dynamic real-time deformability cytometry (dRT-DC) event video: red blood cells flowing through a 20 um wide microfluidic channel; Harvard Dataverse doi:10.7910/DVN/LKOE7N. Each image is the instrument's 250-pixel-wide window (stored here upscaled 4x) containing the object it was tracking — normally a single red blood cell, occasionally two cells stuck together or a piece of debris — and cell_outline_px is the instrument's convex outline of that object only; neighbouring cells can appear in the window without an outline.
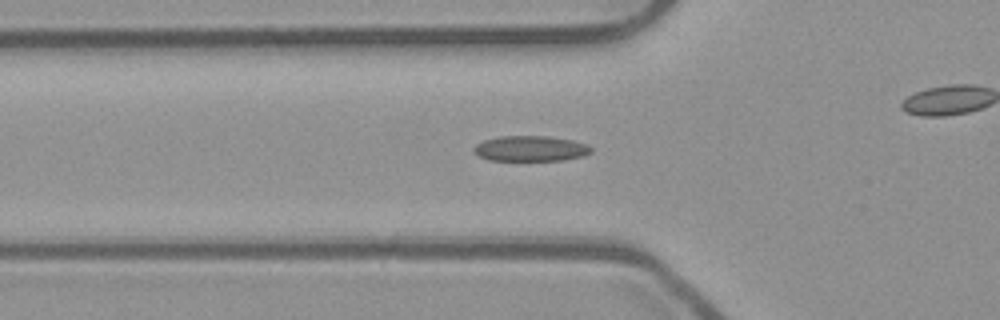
{"species": "common noctule bat (a hibernating species)", "species_latin": "Nyctalus noctula", "temperature_condition": "room temperature", "stored_images_in_passage": 44, "camera_frame_rate_fps": 3000, "um_per_image_px": 0.085, "animal": {"sex": "male", "body_mass_g": 23.1, "forearm_length_mm": 52.7}, "frame": {"image": 1, "passage_image": 18, "time_ms": 5.667, "image_size_px": [1000, 320], "cell_outline_px": [[592, 152], [584, 156], [560, 160], [488, 160], [472, 152], [472, 148], [476, 144], [484, 140], [500, 136], [544, 136], [572, 140], [588, 144], [592, 148]], "centroid_in_image_um": [45.08, 12.62], "position_along_channel_um": 80.7, "area_um2": 17.4}}
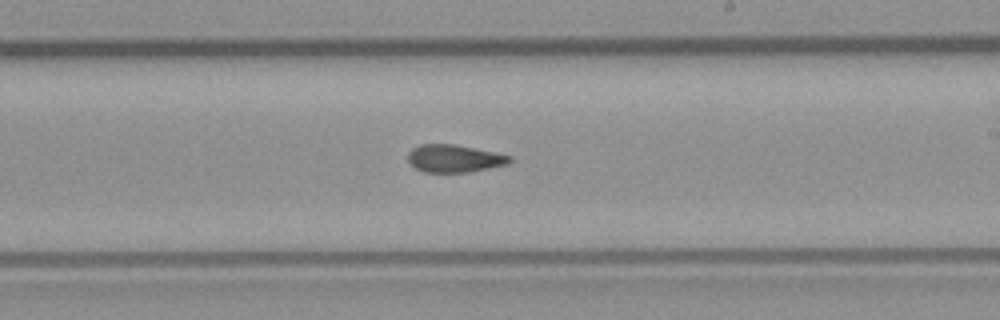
{"frame": {"image": 2, "passage_image": 31, "time_ms": 10.0, "image_size_px": [1000, 320], "cell_outline_px": [[512, 160], [508, 164], [472, 172], [424, 172], [416, 168], [408, 160], [408, 152], [412, 148], [420, 144], [456, 144], [496, 152], [512, 156]], "centroid_in_image_um": [38.65, 13.46], "position_along_channel_um": 250.4, "area_um2": 16.53}}
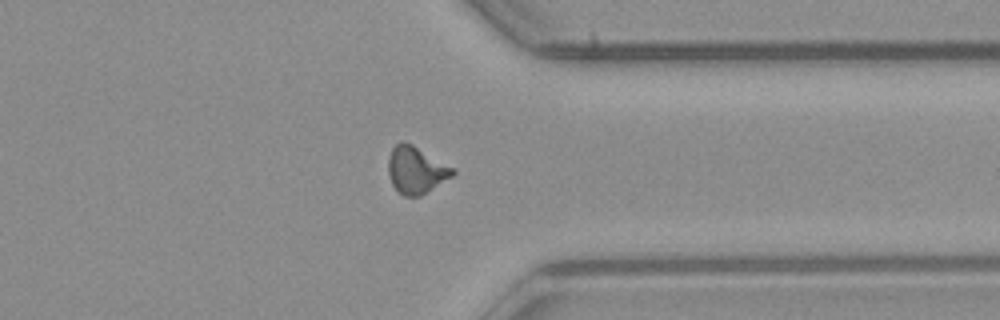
{"frame": {"image": 3, "passage_image": 41, "time_ms": 13.333, "image_size_px": [1000, 320], "cell_outline_px": [[456, 172], [452, 176], [420, 196], [404, 196], [392, 184], [388, 176], [388, 160], [392, 148], [396, 144], [404, 140], [412, 144], [452, 168]], "centroid_in_image_um": [35.32, 14.45], "position_along_channel_um": 376.1, "area_um2": 17.28}}